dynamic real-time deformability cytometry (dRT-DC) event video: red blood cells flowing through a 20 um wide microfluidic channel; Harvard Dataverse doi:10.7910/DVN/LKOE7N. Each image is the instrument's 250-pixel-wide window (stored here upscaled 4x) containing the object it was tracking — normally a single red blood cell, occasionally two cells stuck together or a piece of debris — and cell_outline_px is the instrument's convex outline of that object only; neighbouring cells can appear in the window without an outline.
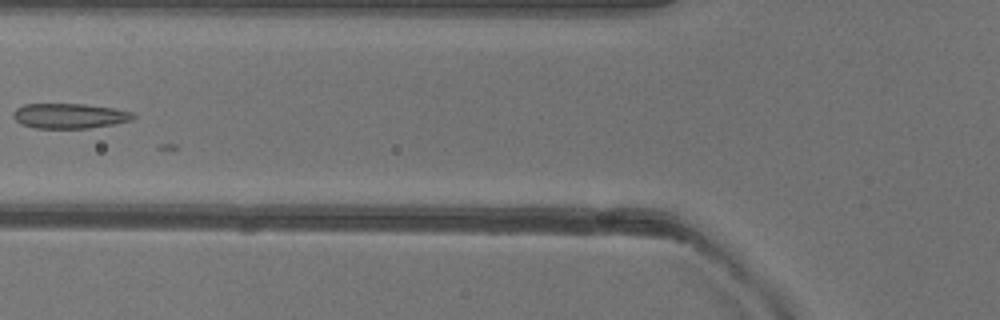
{"species": "common noctule bat (a hibernating species)", "species_latin": "Nyctalus noctula", "temperature_condition": "warm", "stored_images_in_passage": 11, "camera_frame_rate_fps": 3000, "um_per_image_px": 0.085, "animal": {"sex": "female"}, "frame": {"image": 1, "passage_image": 4, "time_ms": 1.0, "image_size_px": [1000, 320], "cell_outline_px": [[136, 116], [132, 120], [112, 124], [88, 128], [32, 128], [20, 124], [12, 116], [12, 112], [16, 108], [24, 104], [84, 104], [116, 108], [132, 112]], "centroid_in_image_um": [5.88, 9.85], "position_along_channel_um": 119.9, "area_um2": 17.63}}
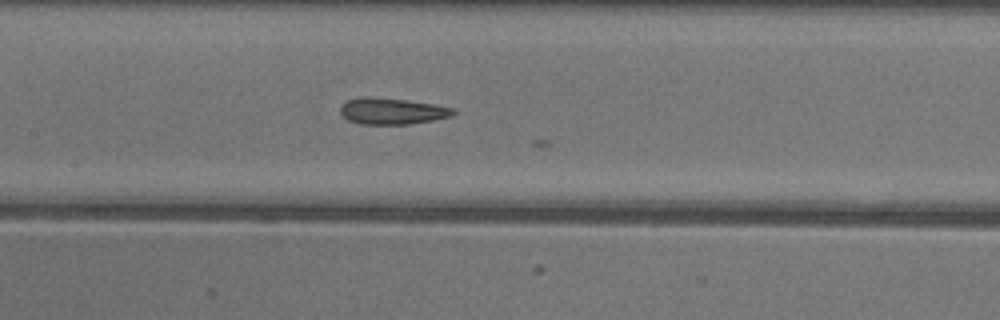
{"frame": {"image": 2, "passage_image": 8, "time_ms": 2.333, "image_size_px": [1000, 320], "cell_outline_px": [[456, 112], [452, 116], [412, 124], [360, 124], [348, 120], [340, 112], [340, 108], [348, 100], [364, 96], [368, 96], [404, 100], [432, 104], [456, 108]], "centroid_in_image_um": [33.34, 9.45], "position_along_channel_um": 174.1, "area_um2": 17.22}}